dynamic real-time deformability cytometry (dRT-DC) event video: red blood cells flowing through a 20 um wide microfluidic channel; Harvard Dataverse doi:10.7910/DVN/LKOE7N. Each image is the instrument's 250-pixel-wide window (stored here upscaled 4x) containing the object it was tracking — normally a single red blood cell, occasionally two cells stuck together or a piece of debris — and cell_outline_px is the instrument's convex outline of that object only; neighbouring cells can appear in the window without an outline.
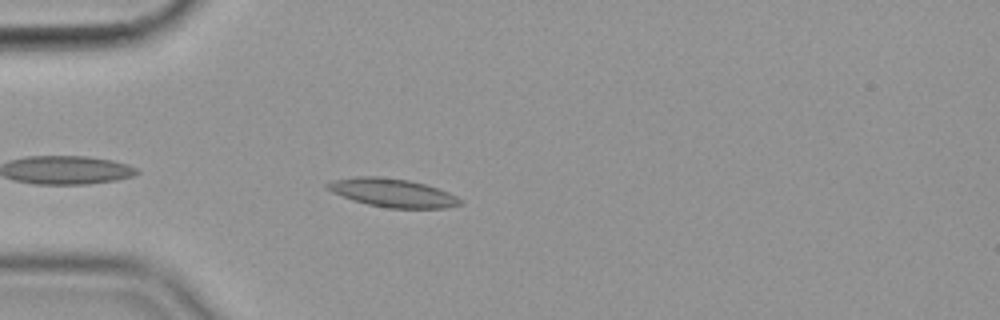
{"species": "common noctule bat (a hibernating species)", "species_latin": "Nyctalus noctula", "temperature_condition": "cold", "stored_images_in_passage": 45, "camera_frame_rate_fps": 3000, "um_per_image_px": 0.085, "animal": {"sex": "female", "body_mass_g": 19.9}, "frame": {"image": 1, "passage_image": 4, "time_ms": 1.0, "image_size_px": [1000, 320], "cell_outline_px": [[464, 204], [444, 208], [388, 208], [368, 204], [352, 200], [332, 192], [324, 188], [324, 184], [336, 180], [356, 176], [376, 176], [408, 180], [424, 184], [448, 192], [456, 196]], "centroid_in_image_um": [33.34, 16.39], "position_along_channel_um": 51.7, "area_um2": 21.85}}
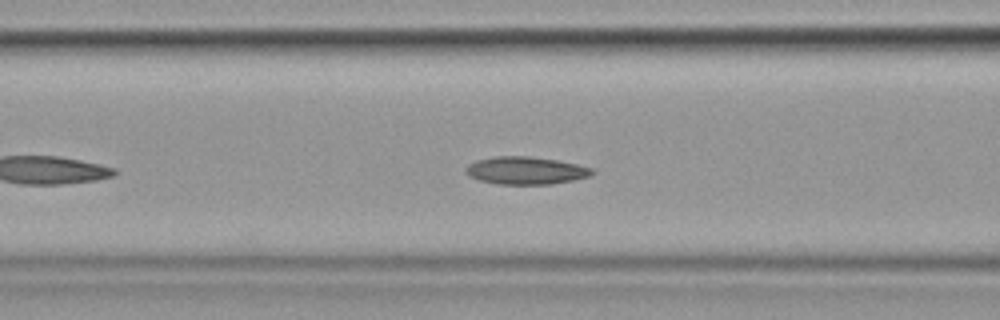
{"frame": {"image": 2, "passage_image": 11, "time_ms": 3.333, "image_size_px": [1000, 320], "cell_outline_px": [[596, 172], [588, 176], [572, 180], [552, 184], [496, 184], [480, 180], [468, 176], [464, 172], [464, 168], [468, 164], [476, 160], [492, 156], [528, 156], [556, 160], [576, 164], [592, 168]], "centroid_in_image_um": [44.63, 14.49], "position_along_channel_um": 122.0, "area_um2": 20.4}}
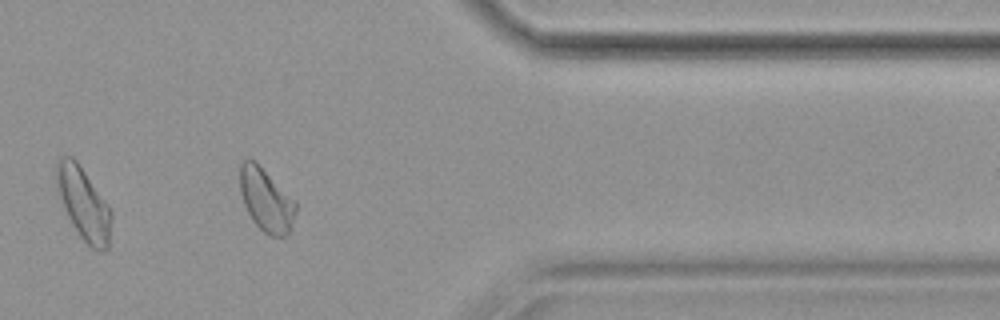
{"frame": {"image": 3, "passage_image": 35, "time_ms": 11.333, "image_size_px": [1000, 320], "cell_outline_px": [[296, 212], [292, 224], [288, 232], [284, 236], [272, 236], [264, 232], [252, 220], [244, 204], [240, 192], [240, 164], [244, 160], [252, 160], [296, 200]], "centroid_in_image_um": [22.63, 17.02], "position_along_channel_um": 388.8, "area_um2": 20.06}, "authors_computed_cell_mechanics": {"area_um2": 20.23, "velocity_mm_per_s": 3.5366, "shape_relaxation_time_tau1_ms": null, "shape_relaxation_time_tau2_ms": 6.5872, "deformation_change_tau1": null, "deformation_change_tau2": 0.1255}}